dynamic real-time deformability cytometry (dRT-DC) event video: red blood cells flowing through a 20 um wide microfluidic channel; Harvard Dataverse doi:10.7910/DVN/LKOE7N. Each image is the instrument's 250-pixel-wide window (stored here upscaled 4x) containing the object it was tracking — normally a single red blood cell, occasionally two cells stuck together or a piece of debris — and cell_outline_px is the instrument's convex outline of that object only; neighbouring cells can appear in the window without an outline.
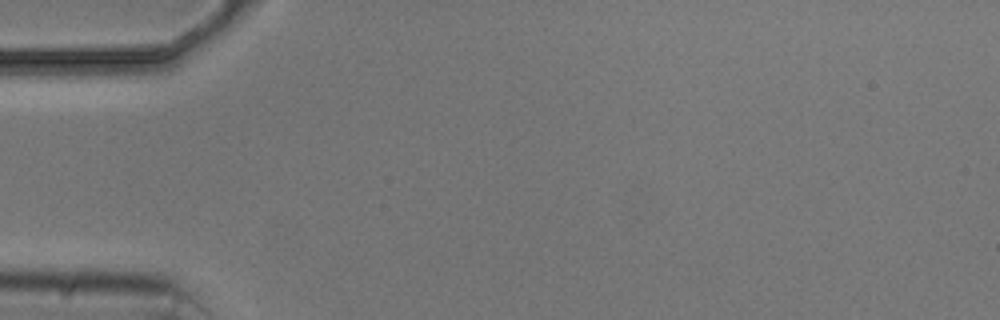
{"species": "common noctule bat (a hibernating species)", "species_latin": "Nyctalus noctula", "temperature_condition": "cold", "stored_images_in_passage": 3, "camera_frame_rate_fps": 3000, "um_per_image_px": 0.085, "animal": {"sex": "male", "body_mass_g": 20.5, "forearm_length_mm": 52.5}, "frame": {"image": 1, "passage_image": 1, "time_ms": 0.0, "image_size_px": [1000, 320], "cell_outline_px": [[160, 56], [136, 80], [72, 80], [32, 60], [40, 52], [152, 52]], "centroid_in_image_um": [8.31, 5.49], "position_along_channel_um": 76.7, "area_um2": 20.58}}